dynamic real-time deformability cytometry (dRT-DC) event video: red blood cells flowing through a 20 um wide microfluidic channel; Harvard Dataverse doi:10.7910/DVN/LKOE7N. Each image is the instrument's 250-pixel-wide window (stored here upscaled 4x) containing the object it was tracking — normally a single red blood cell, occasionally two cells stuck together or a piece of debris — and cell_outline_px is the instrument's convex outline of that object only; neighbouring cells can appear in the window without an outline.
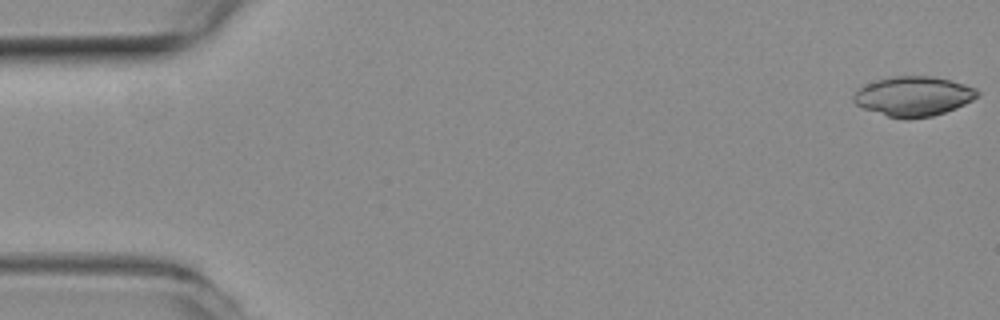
{"species": "common noctule bat (a hibernating species)", "species_latin": "Nyctalus noctula", "temperature_condition": "room temperature", "stored_images_in_passage": 56, "camera_frame_rate_fps": 3000, "um_per_image_px": 0.085, "animal": {"sex": "female", "body_mass_g": 19.3, "forearm_length_mm": 54.1}, "frame": {"image": 1, "passage_image": 1, "time_ms": 0.0, "image_size_px": [1000, 320], "cell_outline_px": [[980, 96], [956, 108], [932, 116], [904, 120], [888, 116], [864, 108], [856, 104], [852, 100], [852, 96], [860, 88], [876, 80], [892, 76], [932, 76], [964, 84], [976, 88], [980, 92]], "centroid_in_image_um": [77.66, 8.19], "position_along_channel_um": 7.3, "area_um2": 28.55}}
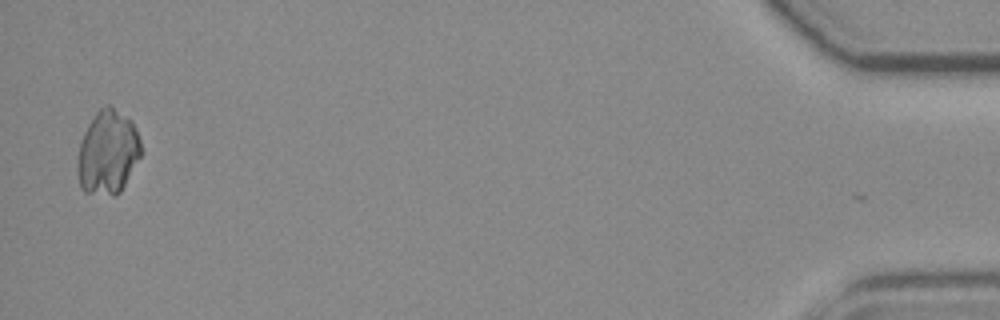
{"frame": {"image": 2, "passage_image": 55, "time_ms": 18.0, "image_size_px": [1000, 320], "cell_outline_px": [[140, 156], [120, 192], [116, 196], [112, 196], [84, 192], [80, 184], [76, 168], [80, 140], [88, 124], [96, 112], [104, 104], [108, 104], [128, 116], [132, 120], [136, 128], [140, 140]], "centroid_in_image_um": [9.15, 12.93], "position_along_channel_um": 426.1, "area_um2": 31.27}}